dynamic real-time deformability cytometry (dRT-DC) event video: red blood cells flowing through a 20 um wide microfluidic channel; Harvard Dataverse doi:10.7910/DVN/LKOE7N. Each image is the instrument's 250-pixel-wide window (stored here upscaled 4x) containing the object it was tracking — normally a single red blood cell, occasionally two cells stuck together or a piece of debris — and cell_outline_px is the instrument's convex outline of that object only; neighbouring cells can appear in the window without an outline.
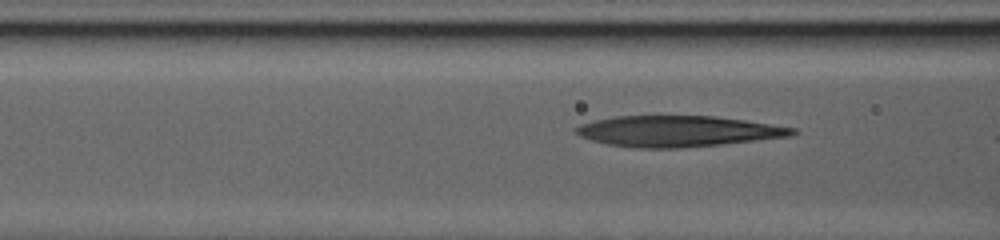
{"species": "human", "species_latin": "Homo sapiens", "temperature_condition": "warm", "stored_images_in_passage": 68, "camera_frame_rate_fps": 3000, "um_per_image_px": 0.085, "donor": {"sex": "male"}, "frame": {"image": 1, "passage_image": 32, "time_ms": 10.333, "image_size_px": [1000, 240], "cell_outline_px": [[800, 132], [792, 136], [720, 144], [676, 148], [636, 148], [608, 144], [592, 140], [580, 136], [576, 132], [576, 128], [580, 124], [596, 120], [616, 116], [716, 116], [772, 124], [796, 128]], "centroid_in_image_um": [57.66, 11.15], "position_along_channel_um": 108.9, "area_um2": 38.78}}
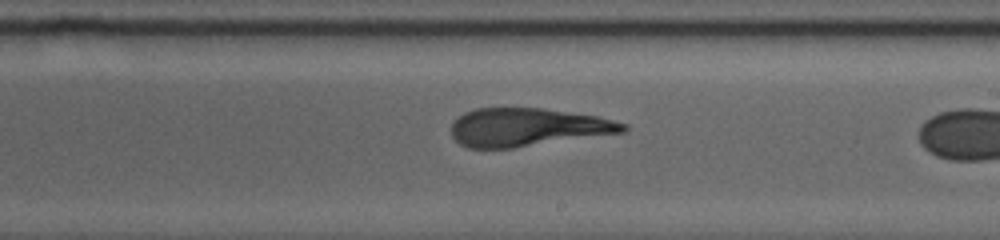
{"frame": {"image": 2, "passage_image": 49, "time_ms": 16.0, "image_size_px": [1000, 240], "cell_outline_px": [[628, 128], [624, 132], [512, 148], [468, 148], [460, 144], [452, 136], [452, 120], [464, 112], [476, 108], [544, 108], [596, 116], [628, 124]], "centroid_in_image_um": [44.8, 10.81], "position_along_channel_um": 244.2, "area_um2": 38.15}}
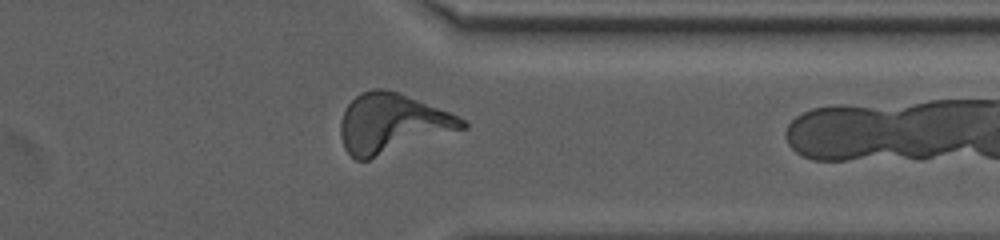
{"frame": {"image": 3, "passage_image": 66, "time_ms": 21.667, "image_size_px": [1000, 240], "cell_outline_px": [[468, 128], [368, 160], [356, 160], [344, 148], [340, 136], [340, 120], [348, 104], [360, 92], [372, 88], [384, 88], [396, 92], [448, 112], [464, 120], [468, 124]], "centroid_in_image_um": [33.3, 10.51], "position_along_channel_um": 378.1, "area_um2": 41.91}}